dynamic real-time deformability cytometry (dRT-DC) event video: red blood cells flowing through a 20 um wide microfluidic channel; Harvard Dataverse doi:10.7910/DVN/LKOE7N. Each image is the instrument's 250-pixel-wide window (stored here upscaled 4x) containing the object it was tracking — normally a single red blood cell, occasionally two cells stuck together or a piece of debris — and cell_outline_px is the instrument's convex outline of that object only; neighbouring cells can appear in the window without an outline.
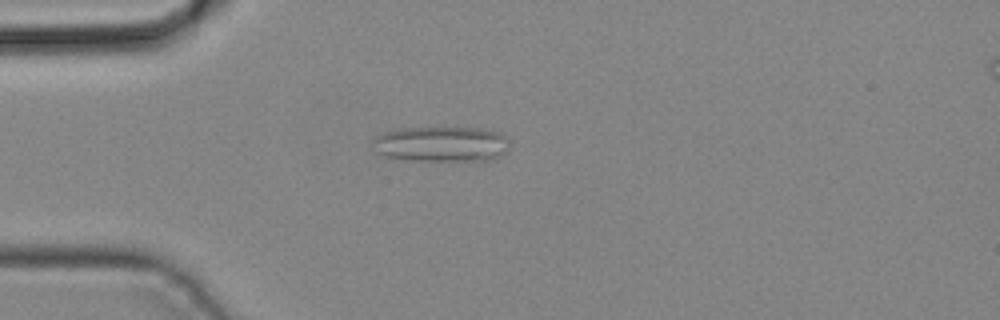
{"species": "common noctule bat (a hibernating species)", "species_latin": "Nyctalus noctula", "temperature_condition": "cold", "stored_images_in_passage": 34, "camera_frame_rate_fps": 3000, "um_per_image_px": 0.085, "animal": {"sex": "male", "body_mass_g": 19.2, "forearm_length_mm": 51.8}, "frame": {"image": 1, "passage_image": 3, "time_ms": 0.667, "image_size_px": [1000, 320], "cell_outline_px": [[508, 148], [504, 152], [492, 160], [404, 160], [384, 156], [376, 152], [372, 140], [376, 136], [392, 128], [484, 128], [500, 132], [508, 136]], "centroid_in_image_um": [37.5, 12.23], "position_along_channel_um": 47.5, "area_um2": 28.44}}
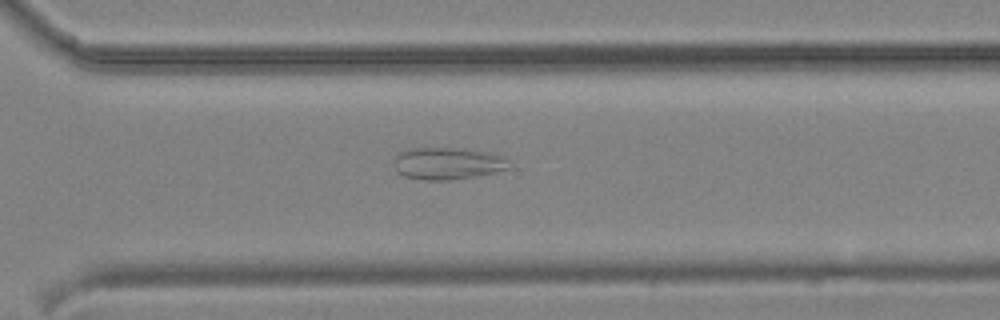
{"frame": {"image": 2, "passage_image": 22, "time_ms": 7.0, "image_size_px": [1000, 320], "cell_outline_px": [[512, 168], [496, 172], [452, 180], [424, 180], [404, 176], [396, 172], [392, 164], [392, 160], [400, 152], [408, 148], [464, 148], [488, 152], [500, 156]], "centroid_in_image_um": [37.97, 13.89], "position_along_channel_um": 332.6, "area_um2": 21.68}}
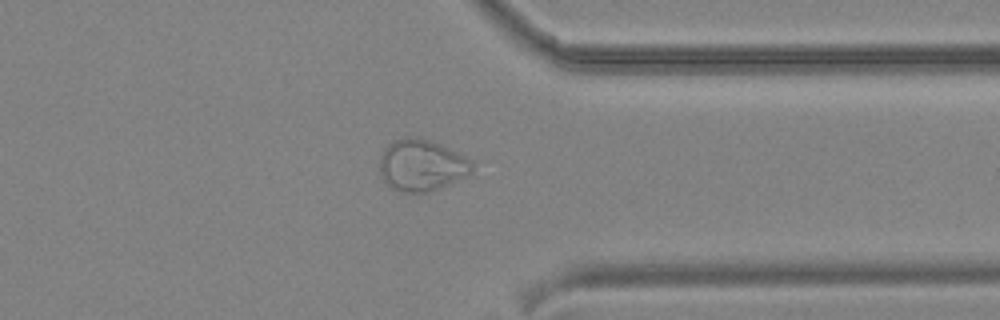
{"frame": {"image": 3, "passage_image": 25, "time_ms": 8.0, "image_size_px": [1000, 320], "cell_outline_px": [[472, 172], [428, 192], [408, 192], [392, 188], [380, 176], [380, 156], [388, 144], [396, 140], [408, 136], [416, 136], [440, 144], [472, 160]], "centroid_in_image_um": [35.8, 14.02], "position_along_channel_um": 375.6, "area_um2": 27.22}}